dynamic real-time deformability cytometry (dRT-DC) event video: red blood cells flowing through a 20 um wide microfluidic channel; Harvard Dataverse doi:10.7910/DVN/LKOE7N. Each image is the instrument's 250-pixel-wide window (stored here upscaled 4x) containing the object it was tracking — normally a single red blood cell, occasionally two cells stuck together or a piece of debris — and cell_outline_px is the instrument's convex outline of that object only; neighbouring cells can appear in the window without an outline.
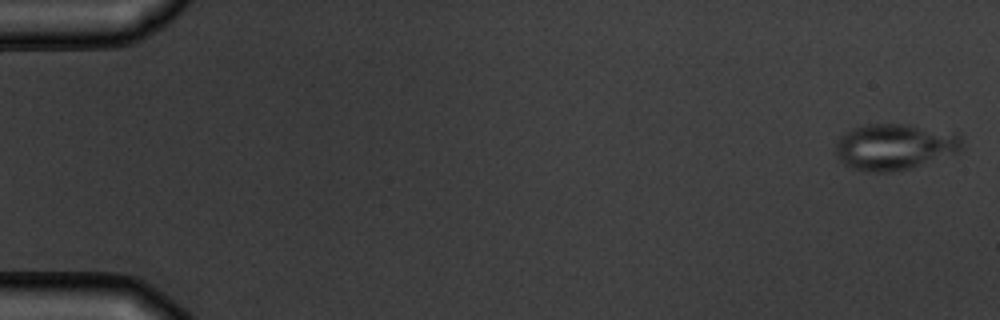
{"species": "common noctule bat (a hibernating species)", "species_latin": "Nyctalus noctula", "temperature_condition": "warm", "stored_images_in_passage": 6, "camera_frame_rate_fps": 3000, "um_per_image_px": 0.085, "animal": {"sex": "male", "body_mass_g": 19.5, "forearm_length_mm": 54.6}, "frame": {"image": 1, "passage_image": 1, "time_ms": 0.0, "image_size_px": [1000, 320], "cell_outline_px": [[964, 148], [960, 152], [908, 168], [892, 172], [872, 172], [856, 168], [844, 164], [836, 156], [836, 144], [840, 136], [852, 128], [864, 124], [908, 124], [960, 136], [964, 144]], "centroid_in_image_um": [76.01, 12.47], "position_along_channel_um": 9.0, "area_um2": 33.52}}